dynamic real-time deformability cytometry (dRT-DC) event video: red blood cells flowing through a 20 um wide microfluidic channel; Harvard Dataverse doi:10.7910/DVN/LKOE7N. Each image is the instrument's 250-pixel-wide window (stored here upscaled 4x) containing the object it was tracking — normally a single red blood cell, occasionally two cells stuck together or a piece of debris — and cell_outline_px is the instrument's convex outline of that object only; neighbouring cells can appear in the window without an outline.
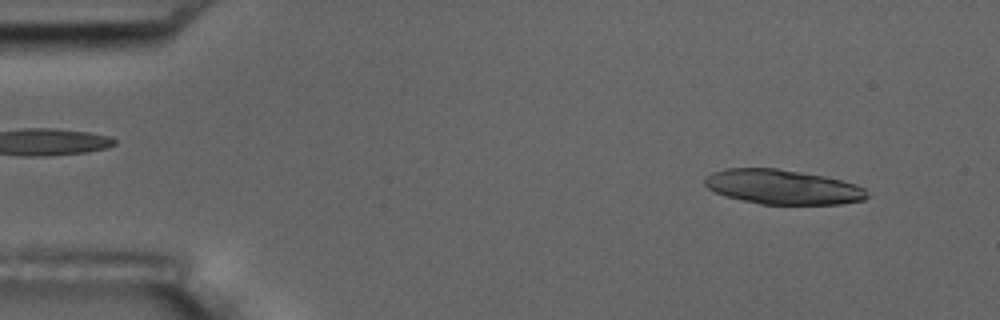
{"species": "common noctule bat (a hibernating species)", "species_latin": "Nyctalus noctula", "temperature_condition": "room temperature", "stored_images_in_passage": 6, "camera_frame_rate_fps": 3000, "um_per_image_px": 0.085, "animal": {"sex": "male", "body_mass_g": 17.5, "forearm_length_mm": 52.3}, "frame": {"image": 1, "passage_image": 2, "time_ms": 1.0, "image_size_px": [1000, 320], "cell_outline_px": [[868, 196], [864, 200], [840, 204], [760, 204], [724, 196], [708, 188], [704, 184], [704, 180], [712, 172], [728, 168], [776, 168], [824, 176], [856, 184], [864, 188]], "centroid_in_image_um": [66.52, 15.89], "position_along_channel_um": 18.5, "area_um2": 32.6}}